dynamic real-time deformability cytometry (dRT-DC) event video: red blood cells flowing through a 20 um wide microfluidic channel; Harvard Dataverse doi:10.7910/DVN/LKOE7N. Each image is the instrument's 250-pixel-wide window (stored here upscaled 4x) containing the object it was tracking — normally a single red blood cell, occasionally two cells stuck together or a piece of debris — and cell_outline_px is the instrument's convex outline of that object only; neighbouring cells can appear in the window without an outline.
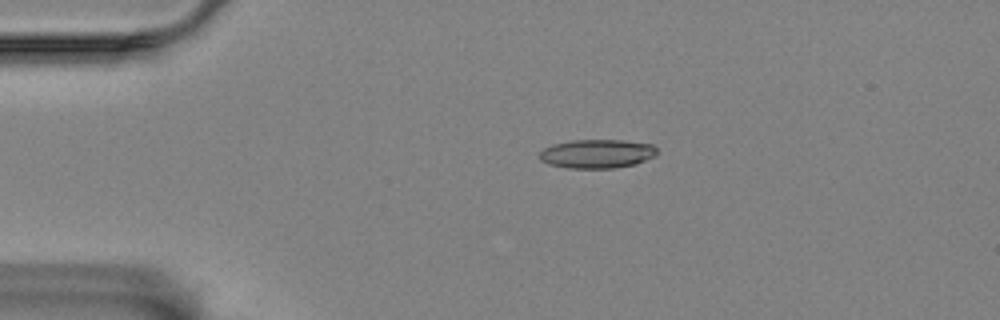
{"species": "Egyptian fruit bat (a non-hibernating species)", "species_latin": "Rousettus aegyptiacus", "temperature_condition": "room temperature", "stored_images_in_passage": 48, "camera_frame_rate_fps": 3000, "um_per_image_px": 0.085, "animal": {"sex": "female"}, "frame": {"image": 1, "passage_image": 2, "time_ms": 0.333, "image_size_px": [1000, 320], "cell_outline_px": [[656, 156], [636, 164], [616, 168], [568, 168], [548, 164], [540, 160], [540, 152], [544, 148], [552, 144], [572, 140], [620, 140], [652, 144], [656, 148]], "centroid_in_image_um": [50.75, 13.07], "position_along_channel_um": 34.3, "area_um2": 19.83}}
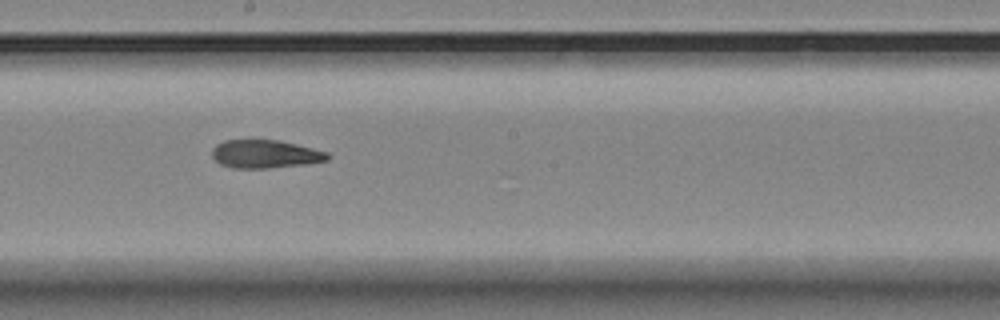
{"frame": {"image": 2, "passage_image": 22, "time_ms": 7.0, "image_size_px": [1000, 320], "cell_outline_px": [[328, 160], [308, 164], [268, 168], [232, 168], [220, 164], [212, 156], [212, 148], [216, 144], [224, 140], [280, 140], [328, 152]], "centroid_in_image_um": [22.52, 13.09], "position_along_channel_um": 225.7, "area_um2": 19.02}}
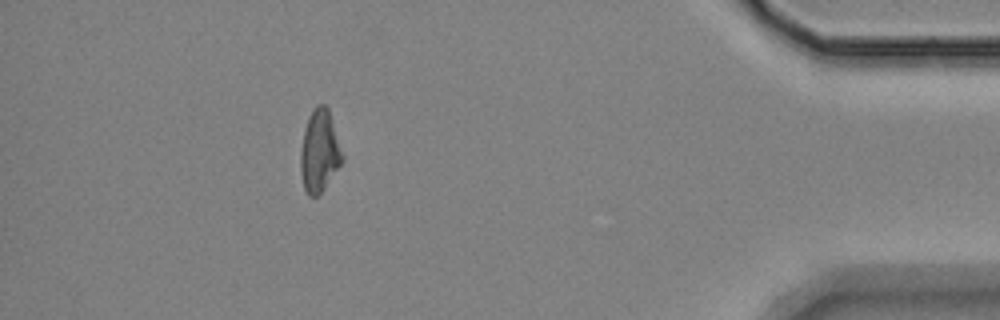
{"frame": {"image": 3, "passage_image": 42, "time_ms": 13.667, "image_size_px": [1000, 320], "cell_outline_px": [[344, 160], [324, 188], [316, 196], [308, 196], [304, 188], [300, 172], [300, 152], [304, 128], [308, 116], [312, 108], [316, 104], [324, 104], [328, 108], [344, 156]], "centroid_in_image_um": [27.14, 12.82], "position_along_channel_um": 408.1, "area_um2": 20.11}, "authors_computed_cell_mechanics": {"area_um2": 19.7965, "velocity_mm_per_s": 3.4745, "shape_relaxation_time_tau1_ms": null, "shape_relaxation_time_tau2_ms": 5.8121, "deformation_change_tau1": null, "deformation_change_tau2": 0.1611}}